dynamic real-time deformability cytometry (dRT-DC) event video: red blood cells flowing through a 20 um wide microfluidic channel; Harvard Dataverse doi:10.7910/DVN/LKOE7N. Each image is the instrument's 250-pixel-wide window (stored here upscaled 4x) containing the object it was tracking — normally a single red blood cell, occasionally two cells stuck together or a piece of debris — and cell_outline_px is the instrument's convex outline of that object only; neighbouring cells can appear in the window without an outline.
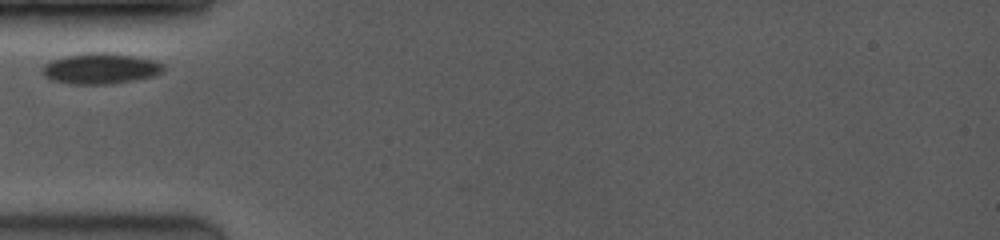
{"species": "common noctule bat (a hibernating species)", "species_latin": "Nyctalus noctula", "temperature_condition": "room temperature", "stored_images_in_passage": 9, "camera_frame_rate_fps": 3500, "um_per_image_px": 0.085, "animal": {"sex": "female", "body_mass_g": 19.0, "forearm_length_mm": 53.3}, "frame": {"image": 1, "passage_image": 1, "time_ms": 0.0, "image_size_px": [1000, 240], "cell_outline_px": [[164, 72], [156, 76], [108, 84], [68, 84], [52, 80], [44, 76], [40, 72], [44, 64], [52, 60], [64, 56], [84, 52], [112, 52], [136, 56], [156, 60], [164, 64]], "centroid_in_image_um": [8.55, 5.81], "position_along_channel_um": 76.4, "area_um2": 22.2}}
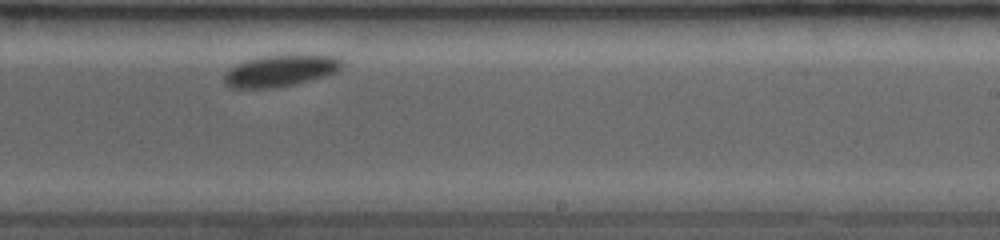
{"frame": {"image": 2, "passage_image": 6, "time_ms": 5.143, "image_size_px": [1000, 240], "cell_outline_px": [[344, 64], [336, 72], [324, 76], [296, 84], [276, 88], [232, 88], [224, 84], [224, 76], [236, 64], [248, 60], [264, 56], [340, 56]], "centroid_in_image_um": [23.85, 6.04], "position_along_channel_um": 265.2, "area_um2": 21.27}}
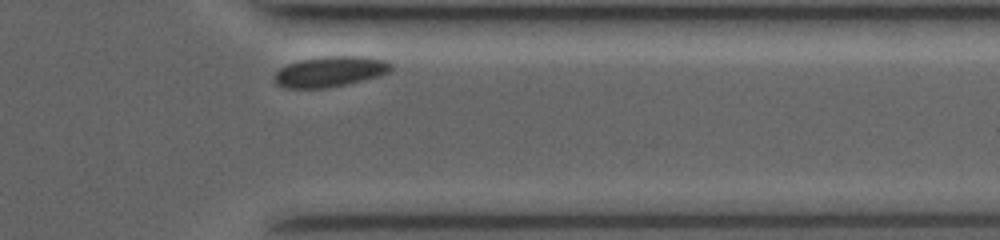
{"frame": {"image": 3, "passage_image": 9, "time_ms": 8.286, "image_size_px": [1000, 240], "cell_outline_px": [[392, 68], [388, 72], [380, 76], [348, 84], [328, 88], [284, 88], [276, 84], [272, 80], [272, 76], [280, 68], [288, 64], [300, 60], [324, 56], [360, 56], [384, 60], [392, 64]], "centroid_in_image_um": [28.02, 6.1], "position_along_channel_um": 383.4, "area_um2": 20.92}}